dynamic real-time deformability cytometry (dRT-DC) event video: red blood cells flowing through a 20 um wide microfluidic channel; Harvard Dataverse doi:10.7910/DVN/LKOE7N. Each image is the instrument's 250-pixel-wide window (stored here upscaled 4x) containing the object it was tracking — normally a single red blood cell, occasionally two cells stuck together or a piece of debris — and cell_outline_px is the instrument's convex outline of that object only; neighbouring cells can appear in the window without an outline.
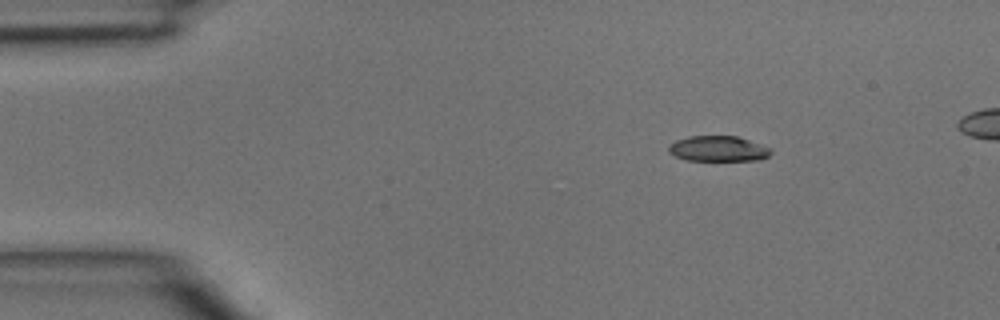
{"species": "common noctule bat (a hibernating species)", "species_latin": "Nyctalus noctula", "temperature_condition": "room temperature", "stored_images_in_passage": 4, "camera_frame_rate_fps": 3000, "um_per_image_px": 0.085, "animal": {"sex": "male", "body_mass_g": 15.6}, "frame": {"image": 1, "passage_image": 1, "time_ms": 0.0, "image_size_px": [1000, 320], "cell_outline_px": [[772, 152], [768, 156], [760, 160], [688, 160], [676, 156], [668, 152], [668, 144], [676, 140], [688, 136], [736, 136], [772, 148]], "centroid_in_image_um": [61.04, 12.63], "position_along_channel_um": 24.0, "area_um2": 15.14}}